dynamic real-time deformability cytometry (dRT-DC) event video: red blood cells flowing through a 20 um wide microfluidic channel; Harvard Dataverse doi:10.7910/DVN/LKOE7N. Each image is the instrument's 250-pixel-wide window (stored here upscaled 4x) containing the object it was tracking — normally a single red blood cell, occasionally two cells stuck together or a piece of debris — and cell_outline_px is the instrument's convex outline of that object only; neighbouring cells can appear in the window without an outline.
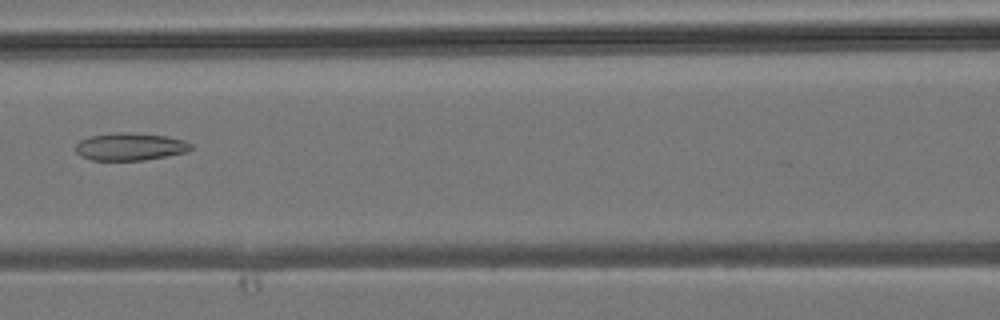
{"species": "common noctule bat (a hibernating species)", "species_latin": "Nyctalus noctula", "temperature_condition": "room temperature", "stored_images_in_passage": 29, "camera_frame_rate_fps": 3000, "um_per_image_px": 0.085, "animal": {"sex": "male", "body_mass_g": 19.2, "forearm_length_mm": 51.8}, "frame": {"image": 1, "passage_image": 9, "time_ms": 2.667, "image_size_px": [1000, 320], "cell_outline_px": [[192, 148], [188, 152], [144, 160], [92, 160], [80, 156], [76, 152], [76, 144], [80, 140], [92, 136], [116, 132], [124, 132], [164, 136], [184, 140], [192, 144]], "centroid_in_image_um": [11.06, 12.47], "position_along_channel_um": 155.5, "area_um2": 18.38}}
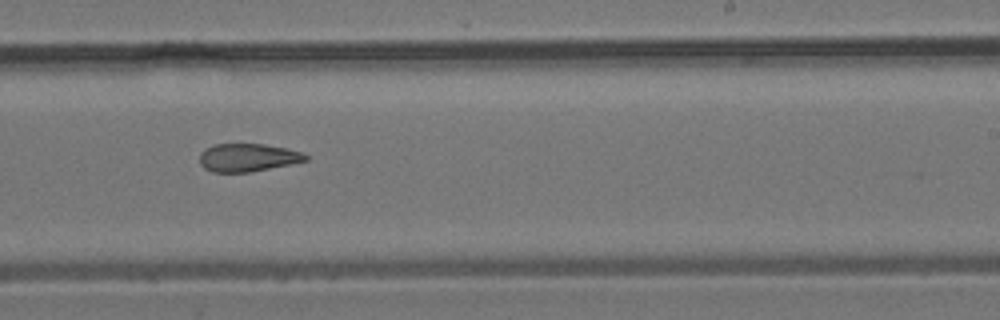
{"frame": {"image": 2, "passage_image": 15, "time_ms": 4.667, "image_size_px": [1000, 320], "cell_outline_px": [[308, 160], [248, 172], [212, 172], [204, 168], [200, 164], [200, 152], [204, 148], [212, 144], [264, 144], [288, 148], [304, 152], [308, 156]], "centroid_in_image_um": [21.04, 13.37], "position_along_channel_um": 268.0, "area_um2": 17.34}}
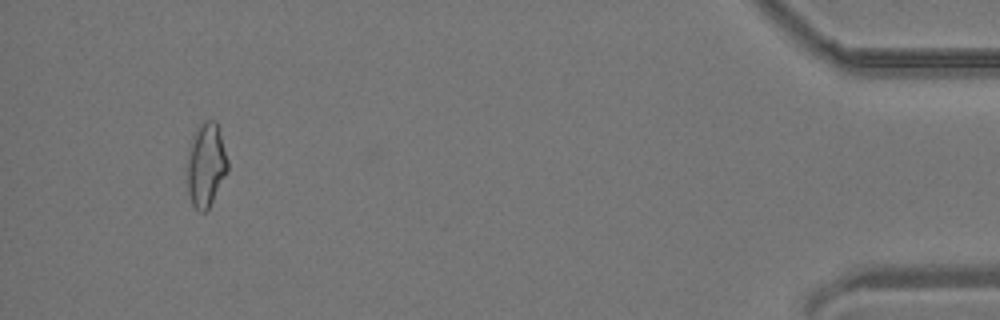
{"frame": {"image": 3, "passage_image": 27, "time_ms": 8.667, "image_size_px": [1000, 320], "cell_outline_px": [[228, 172], [208, 208], [204, 212], [200, 212], [192, 204], [188, 192], [188, 160], [192, 136], [196, 128], [204, 120], [216, 120], [228, 160]], "centroid_in_image_um": [17.52, 14.0], "position_along_channel_um": 417.7, "area_um2": 19.59}}